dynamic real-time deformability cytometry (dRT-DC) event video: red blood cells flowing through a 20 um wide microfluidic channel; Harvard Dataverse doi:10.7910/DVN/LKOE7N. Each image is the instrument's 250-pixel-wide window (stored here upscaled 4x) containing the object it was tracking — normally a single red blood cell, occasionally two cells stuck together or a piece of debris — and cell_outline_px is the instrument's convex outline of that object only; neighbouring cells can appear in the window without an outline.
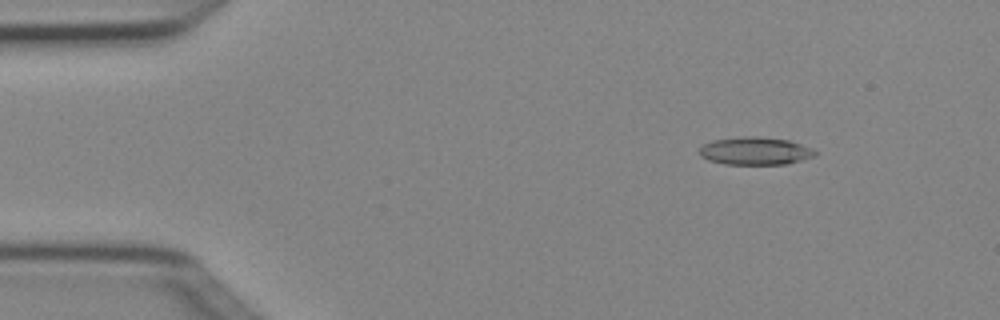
{"species": "Egyptian fruit bat (a non-hibernating species)", "species_latin": "Rousettus aegyptiacus", "temperature_condition": "cold", "stored_images_in_passage": 4, "camera_frame_rate_fps": 3000, "um_per_image_px": 0.085, "animal": {"sex": "female"}, "frame": {"image": 1, "passage_image": 2, "time_ms": 0.333, "image_size_px": [1000, 320], "cell_outline_px": [[816, 156], [784, 164], [724, 164], [708, 160], [700, 156], [700, 148], [704, 144], [712, 140], [744, 136], [756, 136], [788, 140], [812, 148], [816, 152]], "centroid_in_image_um": [64.17, 12.83], "position_along_channel_um": 20.8, "area_um2": 18.61}}